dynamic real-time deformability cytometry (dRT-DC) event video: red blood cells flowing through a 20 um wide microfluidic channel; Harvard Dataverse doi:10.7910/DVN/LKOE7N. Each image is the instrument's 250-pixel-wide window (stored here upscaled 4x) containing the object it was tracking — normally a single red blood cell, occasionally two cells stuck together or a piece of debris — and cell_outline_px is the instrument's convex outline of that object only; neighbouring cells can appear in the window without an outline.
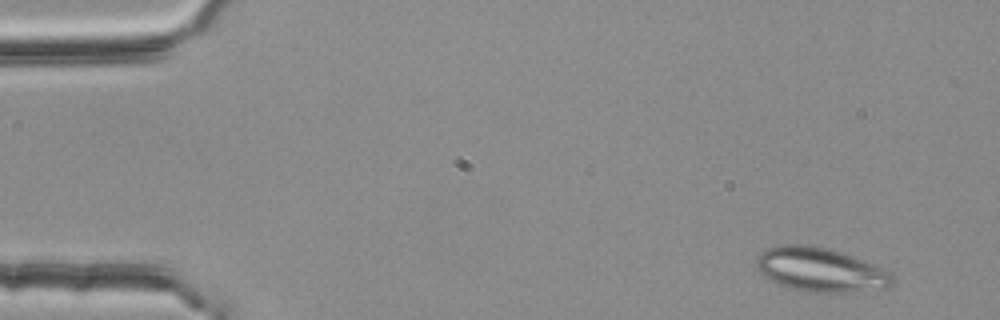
{"species": "common noctule bat (a hibernating species)", "species_latin": "Nyctalus noctula", "temperature_condition": "room temperature", "stored_images_in_passage": 5, "camera_frame_rate_fps": 3000, "um_per_image_px": 0.085, "animal": {"sex": "female", "body_mass_g": 25.1}, "frame": {"image": 1, "passage_image": 5, "time_ms": 1.333, "image_size_px": [1000, 320], "cell_outline_px": [[896, 280], [892, 284], [884, 288], [844, 292], [804, 292], [780, 284], [764, 276], [756, 268], [756, 256], [760, 252], [768, 248], [780, 244], [808, 244], [828, 248], [844, 252], [864, 260], [892, 272], [896, 276]], "centroid_in_image_um": [69.75, 22.9], "position_along_channel_um": 15.2, "area_um2": 35.26}}